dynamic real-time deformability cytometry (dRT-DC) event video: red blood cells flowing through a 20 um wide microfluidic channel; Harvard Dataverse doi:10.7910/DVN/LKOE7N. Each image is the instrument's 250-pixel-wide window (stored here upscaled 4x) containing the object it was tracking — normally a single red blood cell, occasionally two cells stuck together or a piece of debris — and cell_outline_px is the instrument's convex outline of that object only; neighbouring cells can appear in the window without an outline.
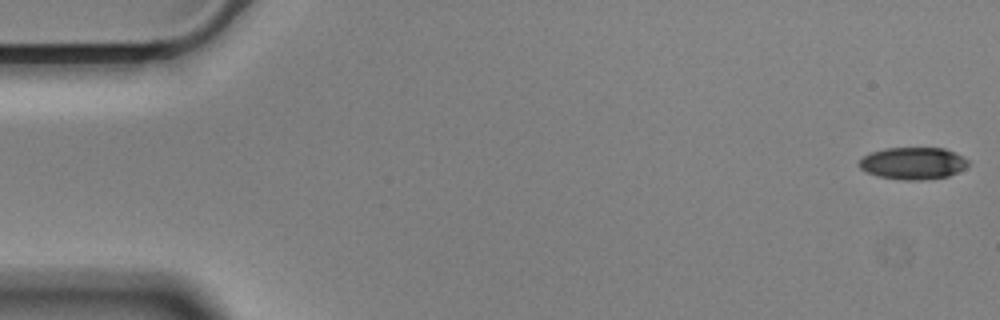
{"species": "Egyptian fruit bat (a non-hibernating species)", "species_latin": "Rousettus aegyptiacus", "temperature_condition": "cold", "stored_images_in_passage": 57, "camera_frame_rate_fps": 3000, "um_per_image_px": 0.085, "animal": {"sex": "male"}, "frame": {"image": 1, "passage_image": 1, "time_ms": 0.0, "image_size_px": [1000, 320], "cell_outline_px": [[968, 164], [964, 168], [948, 176], [920, 180], [908, 180], [880, 176], [868, 172], [860, 168], [860, 160], [864, 156], [872, 152], [884, 148], [944, 148], [956, 152], [968, 160]], "centroid_in_image_um": [77.63, 13.86], "position_along_channel_um": 7.4, "area_um2": 20.06}}
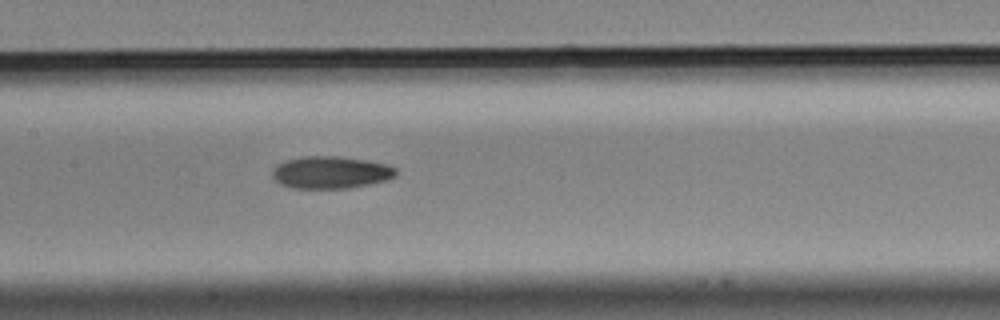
{"frame": {"image": 2, "passage_image": 27, "time_ms": 8.667, "image_size_px": [1000, 320], "cell_outline_px": [[396, 176], [384, 180], [368, 184], [348, 188], [292, 188], [280, 184], [272, 176], [272, 168], [276, 164], [288, 160], [304, 156], [336, 156], [368, 160], [388, 164], [396, 168]], "centroid_in_image_um": [28.1, 14.65], "position_along_channel_um": 179.3, "area_um2": 23.24}}
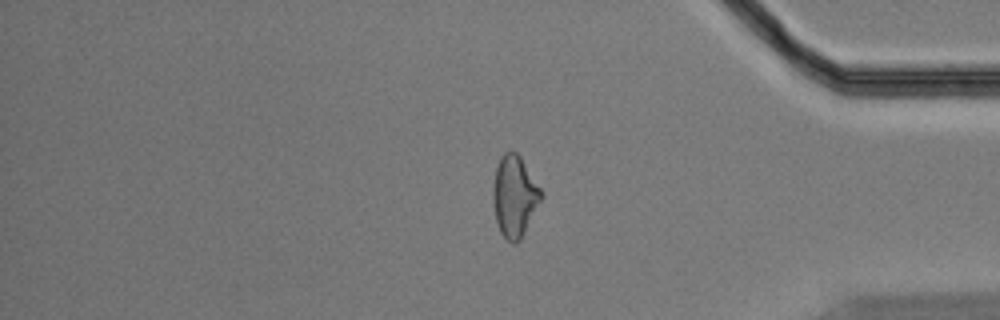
{"frame": {"image": 3, "passage_image": 47, "time_ms": 15.333, "image_size_px": [1000, 320], "cell_outline_px": [[544, 196], [520, 240], [516, 244], [512, 244], [500, 232], [496, 220], [492, 204], [492, 188], [496, 168], [500, 156], [504, 152], [516, 152], [520, 156], [544, 192]], "centroid_in_image_um": [43.74, 16.68], "position_along_channel_um": 391.5, "area_um2": 23.06}, "authors_computed_cell_mechanics": {"area_um2": 22.5998, "velocity_mm_per_s": 3.5398, "shape_relaxation_time_tau1_ms": 6.2114, "shape_relaxation_time_tau2_ms": 5.9766, "deformation_change_tau1": 0.1505, "deformation_change_tau2": 0.1419}}